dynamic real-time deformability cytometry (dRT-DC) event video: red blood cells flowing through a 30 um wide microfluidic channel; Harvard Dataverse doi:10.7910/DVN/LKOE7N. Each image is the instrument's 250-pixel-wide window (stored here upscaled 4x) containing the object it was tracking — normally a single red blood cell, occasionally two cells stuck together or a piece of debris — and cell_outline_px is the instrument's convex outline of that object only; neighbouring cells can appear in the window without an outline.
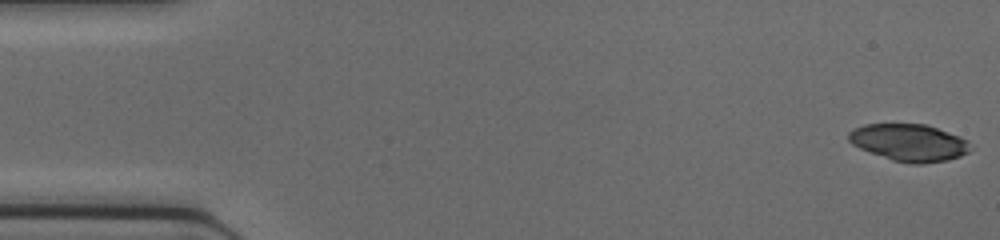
{"species": "common noctule bat (a hibernating species)", "species_latin": "Nyctalus noctula", "temperature_condition": "cold", "stored_images_in_passage": 45, "camera_frame_rate_fps": 3000, "um_per_image_px": 0.085, "animal": {"sex": "female", "body_mass_g": 17.0, "forearm_length_mm": 48.0}, "frame": {"image": 1, "passage_image": 1, "time_ms": 0.0, "image_size_px": [1000, 240], "cell_outline_px": [[972, 148], [968, 152], [960, 156], [948, 160], [920, 164], [912, 164], [892, 160], [860, 148], [852, 144], [848, 140], [848, 132], [864, 124], [924, 124], [960, 136], [968, 140]], "centroid_in_image_um": [77.29, 12.12], "position_along_channel_um": 7.7, "area_um2": 26.24}}
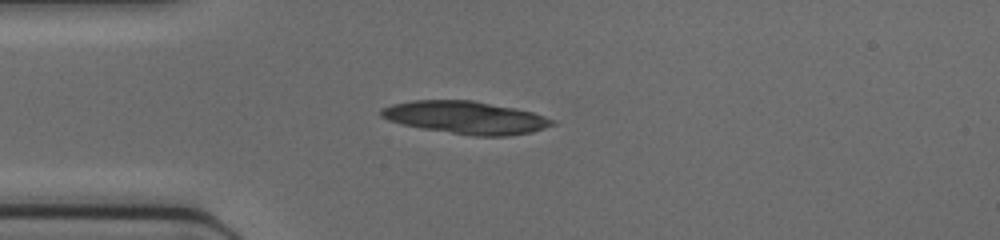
{"frame": {"image": 2, "passage_image": 12, "time_ms": 3.667, "image_size_px": [1000, 240], "cell_outline_px": [[556, 124], [532, 132], [508, 136], [472, 136], [400, 124], [388, 120], [380, 116], [380, 108], [392, 104], [412, 100], [472, 100], [532, 112], [556, 120]], "centroid_in_image_um": [39.58, 9.99], "position_along_channel_um": 45.4, "area_um2": 32.48}}